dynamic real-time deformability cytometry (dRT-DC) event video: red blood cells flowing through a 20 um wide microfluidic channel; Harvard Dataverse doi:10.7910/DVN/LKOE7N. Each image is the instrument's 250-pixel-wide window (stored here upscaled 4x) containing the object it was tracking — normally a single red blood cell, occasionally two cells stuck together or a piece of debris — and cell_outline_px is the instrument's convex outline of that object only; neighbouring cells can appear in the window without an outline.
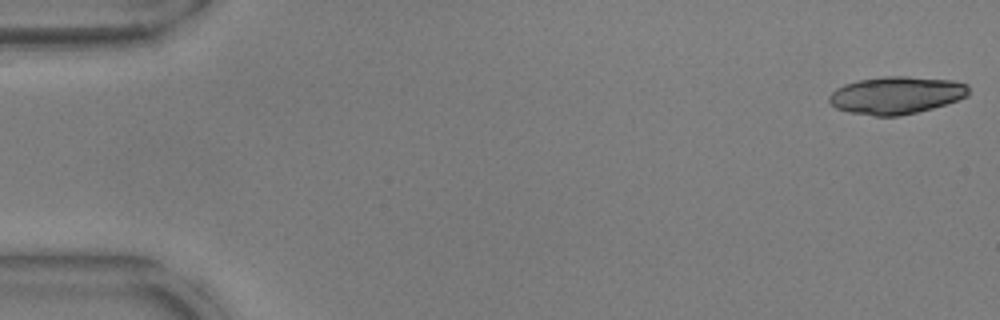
{"species": "common noctule bat (a hibernating species)", "species_latin": "Nyctalus noctula", "temperature_condition": "warm", "stored_images_in_passage": 52, "segment_of_instrument_passage": [1, 2], "camera_frame_rate_fps": 3000, "um_per_image_px": 0.085, "animal": {"sex": "male", "body_mass_g": 17.9, "forearm_length_mm": 54.2}, "frame": {"image": 1, "passage_image": 1, "time_ms": 0.0, "image_size_px": [1000, 320], "cell_outline_px": [[968, 92], [964, 96], [956, 100], [944, 104], [912, 112], [892, 116], [876, 116], [856, 112], [840, 108], [832, 104], [832, 96], [840, 88], [848, 84], [864, 80], [944, 80], [964, 84], [968, 88]], "centroid_in_image_um": [76.21, 8.16], "position_along_channel_um": 8.8, "area_um2": 27.05}}
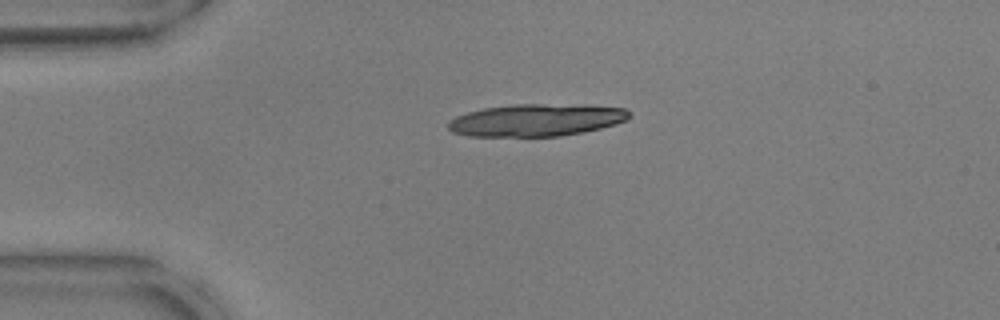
{"frame": {"image": 2, "passage_image": 12, "time_ms": 3.667, "image_size_px": [1000, 320], "cell_outline_px": [[628, 116], [624, 120], [612, 124], [580, 132], [556, 136], [476, 136], [456, 132], [448, 128], [448, 124], [452, 120], [460, 116], [472, 112], [488, 108], [624, 108], [628, 112]], "centroid_in_image_um": [45.49, 10.3], "position_along_channel_um": 39.5, "area_um2": 30.06}}